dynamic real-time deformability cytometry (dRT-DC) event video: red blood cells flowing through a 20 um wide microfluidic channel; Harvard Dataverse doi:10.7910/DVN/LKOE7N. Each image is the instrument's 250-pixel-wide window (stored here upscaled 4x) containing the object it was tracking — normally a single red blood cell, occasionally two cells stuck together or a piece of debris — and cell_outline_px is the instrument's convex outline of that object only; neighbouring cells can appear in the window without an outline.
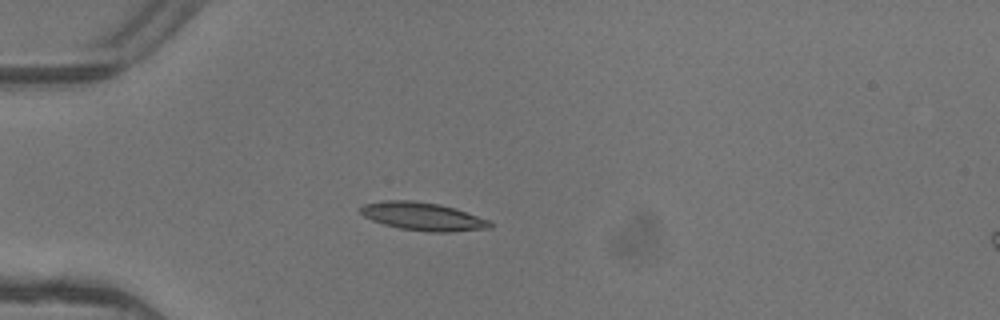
{"species": "common noctule bat (a hibernating species)", "species_latin": "Nyctalus noctula", "temperature_condition": "warm", "stored_images_in_passage": 4, "camera_frame_rate_fps": 3000, "um_per_image_px": 0.085, "animal": {"sex": "female"}, "frame": {"image": 1, "passage_image": 4, "time_ms": 1.0, "image_size_px": [1000, 320], "cell_outline_px": [[492, 228], [452, 232], [428, 232], [400, 228], [384, 224], [372, 220], [364, 216], [360, 212], [360, 208], [364, 204], [384, 200], [412, 200], [440, 204], [456, 208], [488, 220], [492, 224]], "centroid_in_image_um": [35.95, 18.39], "position_along_channel_um": 49.0, "area_um2": 21.21}}